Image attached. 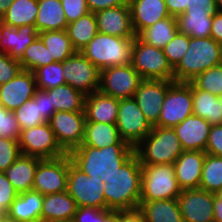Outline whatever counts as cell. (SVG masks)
Returning a JSON list of instances; mask_svg holds the SVG:
<instances>
[{
    "label": "cell",
    "mask_w": 222,
    "mask_h": 222,
    "mask_svg": "<svg viewBox=\"0 0 222 222\" xmlns=\"http://www.w3.org/2000/svg\"><path fill=\"white\" fill-rule=\"evenodd\" d=\"M68 154L78 169L89 177L100 176L105 183L134 154V147L129 144H114L103 148L80 145Z\"/></svg>",
    "instance_id": "6da1fadb"
},
{
    "label": "cell",
    "mask_w": 222,
    "mask_h": 222,
    "mask_svg": "<svg viewBox=\"0 0 222 222\" xmlns=\"http://www.w3.org/2000/svg\"><path fill=\"white\" fill-rule=\"evenodd\" d=\"M142 168L134 153L121 165L110 180L105 182L106 209L130 210L139 208L141 197Z\"/></svg>",
    "instance_id": "7a4b0ae2"
},
{
    "label": "cell",
    "mask_w": 222,
    "mask_h": 222,
    "mask_svg": "<svg viewBox=\"0 0 222 222\" xmlns=\"http://www.w3.org/2000/svg\"><path fill=\"white\" fill-rule=\"evenodd\" d=\"M222 64V45L213 38L189 37V47L174 68L175 82H191L207 69Z\"/></svg>",
    "instance_id": "3957f363"
},
{
    "label": "cell",
    "mask_w": 222,
    "mask_h": 222,
    "mask_svg": "<svg viewBox=\"0 0 222 222\" xmlns=\"http://www.w3.org/2000/svg\"><path fill=\"white\" fill-rule=\"evenodd\" d=\"M183 151L173 128L157 126L134 148L141 165L174 164Z\"/></svg>",
    "instance_id": "277c9868"
},
{
    "label": "cell",
    "mask_w": 222,
    "mask_h": 222,
    "mask_svg": "<svg viewBox=\"0 0 222 222\" xmlns=\"http://www.w3.org/2000/svg\"><path fill=\"white\" fill-rule=\"evenodd\" d=\"M133 44L134 38H121L98 32L80 52L103 70L130 64Z\"/></svg>",
    "instance_id": "5b68a950"
},
{
    "label": "cell",
    "mask_w": 222,
    "mask_h": 222,
    "mask_svg": "<svg viewBox=\"0 0 222 222\" xmlns=\"http://www.w3.org/2000/svg\"><path fill=\"white\" fill-rule=\"evenodd\" d=\"M141 168L140 201L176 199L181 194L173 164L141 165Z\"/></svg>",
    "instance_id": "8992f818"
},
{
    "label": "cell",
    "mask_w": 222,
    "mask_h": 222,
    "mask_svg": "<svg viewBox=\"0 0 222 222\" xmlns=\"http://www.w3.org/2000/svg\"><path fill=\"white\" fill-rule=\"evenodd\" d=\"M131 65L143 80L174 81V69L163 49L148 45L137 36L132 47Z\"/></svg>",
    "instance_id": "52a82bcc"
},
{
    "label": "cell",
    "mask_w": 222,
    "mask_h": 222,
    "mask_svg": "<svg viewBox=\"0 0 222 222\" xmlns=\"http://www.w3.org/2000/svg\"><path fill=\"white\" fill-rule=\"evenodd\" d=\"M193 114L192 82L173 81L161 107L157 127L174 128Z\"/></svg>",
    "instance_id": "ba28073f"
},
{
    "label": "cell",
    "mask_w": 222,
    "mask_h": 222,
    "mask_svg": "<svg viewBox=\"0 0 222 222\" xmlns=\"http://www.w3.org/2000/svg\"><path fill=\"white\" fill-rule=\"evenodd\" d=\"M104 186L100 176L89 177L72 163L69 156L67 192L75 200L77 207L106 209Z\"/></svg>",
    "instance_id": "9c48e42d"
},
{
    "label": "cell",
    "mask_w": 222,
    "mask_h": 222,
    "mask_svg": "<svg viewBox=\"0 0 222 222\" xmlns=\"http://www.w3.org/2000/svg\"><path fill=\"white\" fill-rule=\"evenodd\" d=\"M18 141L23 155L40 159H55L67 154L57 143L49 122L21 130Z\"/></svg>",
    "instance_id": "30bf717a"
},
{
    "label": "cell",
    "mask_w": 222,
    "mask_h": 222,
    "mask_svg": "<svg viewBox=\"0 0 222 222\" xmlns=\"http://www.w3.org/2000/svg\"><path fill=\"white\" fill-rule=\"evenodd\" d=\"M116 126L122 140L134 148L153 128L133 97L119 100Z\"/></svg>",
    "instance_id": "8fae6325"
},
{
    "label": "cell",
    "mask_w": 222,
    "mask_h": 222,
    "mask_svg": "<svg viewBox=\"0 0 222 222\" xmlns=\"http://www.w3.org/2000/svg\"><path fill=\"white\" fill-rule=\"evenodd\" d=\"M63 76L66 84L85 96L99 91L101 70L80 51L63 61Z\"/></svg>",
    "instance_id": "7c38bea8"
},
{
    "label": "cell",
    "mask_w": 222,
    "mask_h": 222,
    "mask_svg": "<svg viewBox=\"0 0 222 222\" xmlns=\"http://www.w3.org/2000/svg\"><path fill=\"white\" fill-rule=\"evenodd\" d=\"M141 75L130 64L101 70L99 91L116 99L131 98L136 93Z\"/></svg>",
    "instance_id": "4fadbf2b"
},
{
    "label": "cell",
    "mask_w": 222,
    "mask_h": 222,
    "mask_svg": "<svg viewBox=\"0 0 222 222\" xmlns=\"http://www.w3.org/2000/svg\"><path fill=\"white\" fill-rule=\"evenodd\" d=\"M68 174V153L55 159H42L36 168L32 189L43 196L67 191Z\"/></svg>",
    "instance_id": "5bb4252c"
},
{
    "label": "cell",
    "mask_w": 222,
    "mask_h": 222,
    "mask_svg": "<svg viewBox=\"0 0 222 222\" xmlns=\"http://www.w3.org/2000/svg\"><path fill=\"white\" fill-rule=\"evenodd\" d=\"M57 143L69 153L83 143L85 136V112H55L48 121Z\"/></svg>",
    "instance_id": "9a60e30c"
},
{
    "label": "cell",
    "mask_w": 222,
    "mask_h": 222,
    "mask_svg": "<svg viewBox=\"0 0 222 222\" xmlns=\"http://www.w3.org/2000/svg\"><path fill=\"white\" fill-rule=\"evenodd\" d=\"M177 200L184 222H214V193L200 188L184 189Z\"/></svg>",
    "instance_id": "2e32d148"
},
{
    "label": "cell",
    "mask_w": 222,
    "mask_h": 222,
    "mask_svg": "<svg viewBox=\"0 0 222 222\" xmlns=\"http://www.w3.org/2000/svg\"><path fill=\"white\" fill-rule=\"evenodd\" d=\"M172 82L165 80H143L133 96L140 110L152 126L158 123L165 95Z\"/></svg>",
    "instance_id": "e0dca14e"
},
{
    "label": "cell",
    "mask_w": 222,
    "mask_h": 222,
    "mask_svg": "<svg viewBox=\"0 0 222 222\" xmlns=\"http://www.w3.org/2000/svg\"><path fill=\"white\" fill-rule=\"evenodd\" d=\"M37 90L34 72L21 70L12 80L0 85V104L8 111H15Z\"/></svg>",
    "instance_id": "ac0fdd59"
},
{
    "label": "cell",
    "mask_w": 222,
    "mask_h": 222,
    "mask_svg": "<svg viewBox=\"0 0 222 222\" xmlns=\"http://www.w3.org/2000/svg\"><path fill=\"white\" fill-rule=\"evenodd\" d=\"M98 32L121 38H135L130 5H121L95 13Z\"/></svg>",
    "instance_id": "d6986e66"
},
{
    "label": "cell",
    "mask_w": 222,
    "mask_h": 222,
    "mask_svg": "<svg viewBox=\"0 0 222 222\" xmlns=\"http://www.w3.org/2000/svg\"><path fill=\"white\" fill-rule=\"evenodd\" d=\"M205 158L204 151L184 150L175 160L173 164L175 176L182 190L199 188Z\"/></svg>",
    "instance_id": "ffe728a7"
},
{
    "label": "cell",
    "mask_w": 222,
    "mask_h": 222,
    "mask_svg": "<svg viewBox=\"0 0 222 222\" xmlns=\"http://www.w3.org/2000/svg\"><path fill=\"white\" fill-rule=\"evenodd\" d=\"M210 128L211 124L209 122L192 114L173 129L180 140L183 150L205 152Z\"/></svg>",
    "instance_id": "44dd1931"
},
{
    "label": "cell",
    "mask_w": 222,
    "mask_h": 222,
    "mask_svg": "<svg viewBox=\"0 0 222 222\" xmlns=\"http://www.w3.org/2000/svg\"><path fill=\"white\" fill-rule=\"evenodd\" d=\"M35 26L24 25L18 28L4 25L0 32V52L19 60L25 49L38 37Z\"/></svg>",
    "instance_id": "7402d4cb"
},
{
    "label": "cell",
    "mask_w": 222,
    "mask_h": 222,
    "mask_svg": "<svg viewBox=\"0 0 222 222\" xmlns=\"http://www.w3.org/2000/svg\"><path fill=\"white\" fill-rule=\"evenodd\" d=\"M129 5L136 35L170 16L164 0H130Z\"/></svg>",
    "instance_id": "603a6c76"
},
{
    "label": "cell",
    "mask_w": 222,
    "mask_h": 222,
    "mask_svg": "<svg viewBox=\"0 0 222 222\" xmlns=\"http://www.w3.org/2000/svg\"><path fill=\"white\" fill-rule=\"evenodd\" d=\"M119 99L102 94L100 91L86 96L84 112L86 122L116 124Z\"/></svg>",
    "instance_id": "cb8c5ba5"
},
{
    "label": "cell",
    "mask_w": 222,
    "mask_h": 222,
    "mask_svg": "<svg viewBox=\"0 0 222 222\" xmlns=\"http://www.w3.org/2000/svg\"><path fill=\"white\" fill-rule=\"evenodd\" d=\"M43 198L33 189L20 193L10 205L6 218L14 222H41Z\"/></svg>",
    "instance_id": "d4e9b609"
},
{
    "label": "cell",
    "mask_w": 222,
    "mask_h": 222,
    "mask_svg": "<svg viewBox=\"0 0 222 222\" xmlns=\"http://www.w3.org/2000/svg\"><path fill=\"white\" fill-rule=\"evenodd\" d=\"M77 208L75 200L67 191L44 195L41 222L71 220Z\"/></svg>",
    "instance_id": "484cf974"
},
{
    "label": "cell",
    "mask_w": 222,
    "mask_h": 222,
    "mask_svg": "<svg viewBox=\"0 0 222 222\" xmlns=\"http://www.w3.org/2000/svg\"><path fill=\"white\" fill-rule=\"evenodd\" d=\"M42 159L21 154L4 174L18 194L32 190L35 171Z\"/></svg>",
    "instance_id": "4316f807"
},
{
    "label": "cell",
    "mask_w": 222,
    "mask_h": 222,
    "mask_svg": "<svg viewBox=\"0 0 222 222\" xmlns=\"http://www.w3.org/2000/svg\"><path fill=\"white\" fill-rule=\"evenodd\" d=\"M38 14L35 28L38 33L51 30H66L68 22L61 0H37Z\"/></svg>",
    "instance_id": "83f0119b"
},
{
    "label": "cell",
    "mask_w": 222,
    "mask_h": 222,
    "mask_svg": "<svg viewBox=\"0 0 222 222\" xmlns=\"http://www.w3.org/2000/svg\"><path fill=\"white\" fill-rule=\"evenodd\" d=\"M193 114L211 125L222 124V97L198 89L192 83Z\"/></svg>",
    "instance_id": "f1b7e54d"
},
{
    "label": "cell",
    "mask_w": 222,
    "mask_h": 222,
    "mask_svg": "<svg viewBox=\"0 0 222 222\" xmlns=\"http://www.w3.org/2000/svg\"><path fill=\"white\" fill-rule=\"evenodd\" d=\"M212 18L205 10H186L176 17L178 31L189 37H211Z\"/></svg>",
    "instance_id": "f546056e"
},
{
    "label": "cell",
    "mask_w": 222,
    "mask_h": 222,
    "mask_svg": "<svg viewBox=\"0 0 222 222\" xmlns=\"http://www.w3.org/2000/svg\"><path fill=\"white\" fill-rule=\"evenodd\" d=\"M146 222H184L176 199L140 201Z\"/></svg>",
    "instance_id": "4dcf8cb0"
},
{
    "label": "cell",
    "mask_w": 222,
    "mask_h": 222,
    "mask_svg": "<svg viewBox=\"0 0 222 222\" xmlns=\"http://www.w3.org/2000/svg\"><path fill=\"white\" fill-rule=\"evenodd\" d=\"M114 144H128L120 137L116 124L86 122L81 145L103 148Z\"/></svg>",
    "instance_id": "1f68e13d"
},
{
    "label": "cell",
    "mask_w": 222,
    "mask_h": 222,
    "mask_svg": "<svg viewBox=\"0 0 222 222\" xmlns=\"http://www.w3.org/2000/svg\"><path fill=\"white\" fill-rule=\"evenodd\" d=\"M178 32L176 17L169 16L142 30L137 37L148 45L163 49Z\"/></svg>",
    "instance_id": "d6a6232c"
},
{
    "label": "cell",
    "mask_w": 222,
    "mask_h": 222,
    "mask_svg": "<svg viewBox=\"0 0 222 222\" xmlns=\"http://www.w3.org/2000/svg\"><path fill=\"white\" fill-rule=\"evenodd\" d=\"M68 37L76 51H81L98 33L95 13L88 12L66 28Z\"/></svg>",
    "instance_id": "836d02e7"
},
{
    "label": "cell",
    "mask_w": 222,
    "mask_h": 222,
    "mask_svg": "<svg viewBox=\"0 0 222 222\" xmlns=\"http://www.w3.org/2000/svg\"><path fill=\"white\" fill-rule=\"evenodd\" d=\"M50 93L52 106L56 112H84L86 96L68 84L47 90Z\"/></svg>",
    "instance_id": "e575fe53"
},
{
    "label": "cell",
    "mask_w": 222,
    "mask_h": 222,
    "mask_svg": "<svg viewBox=\"0 0 222 222\" xmlns=\"http://www.w3.org/2000/svg\"><path fill=\"white\" fill-rule=\"evenodd\" d=\"M38 37L47 47L50 59L55 62H63L76 52L66 30L43 31Z\"/></svg>",
    "instance_id": "d590c367"
},
{
    "label": "cell",
    "mask_w": 222,
    "mask_h": 222,
    "mask_svg": "<svg viewBox=\"0 0 222 222\" xmlns=\"http://www.w3.org/2000/svg\"><path fill=\"white\" fill-rule=\"evenodd\" d=\"M37 14V0H13L3 15L4 23L15 28L24 25L35 26Z\"/></svg>",
    "instance_id": "8d00e7d4"
},
{
    "label": "cell",
    "mask_w": 222,
    "mask_h": 222,
    "mask_svg": "<svg viewBox=\"0 0 222 222\" xmlns=\"http://www.w3.org/2000/svg\"><path fill=\"white\" fill-rule=\"evenodd\" d=\"M199 188L214 194L222 189V157L206 153Z\"/></svg>",
    "instance_id": "74e56055"
},
{
    "label": "cell",
    "mask_w": 222,
    "mask_h": 222,
    "mask_svg": "<svg viewBox=\"0 0 222 222\" xmlns=\"http://www.w3.org/2000/svg\"><path fill=\"white\" fill-rule=\"evenodd\" d=\"M18 61L23 70L31 72H34L41 66L55 62L54 59H50V53L39 37L25 49L22 57Z\"/></svg>",
    "instance_id": "f35d334b"
},
{
    "label": "cell",
    "mask_w": 222,
    "mask_h": 222,
    "mask_svg": "<svg viewBox=\"0 0 222 222\" xmlns=\"http://www.w3.org/2000/svg\"><path fill=\"white\" fill-rule=\"evenodd\" d=\"M14 114L21 130H26L45 123L46 121L40 115L39 89L36 90L33 98L27 100L16 109Z\"/></svg>",
    "instance_id": "ab89813d"
},
{
    "label": "cell",
    "mask_w": 222,
    "mask_h": 222,
    "mask_svg": "<svg viewBox=\"0 0 222 222\" xmlns=\"http://www.w3.org/2000/svg\"><path fill=\"white\" fill-rule=\"evenodd\" d=\"M34 75L39 90H48L66 84L63 76V62L41 66L34 71Z\"/></svg>",
    "instance_id": "60d3db41"
},
{
    "label": "cell",
    "mask_w": 222,
    "mask_h": 222,
    "mask_svg": "<svg viewBox=\"0 0 222 222\" xmlns=\"http://www.w3.org/2000/svg\"><path fill=\"white\" fill-rule=\"evenodd\" d=\"M170 16L177 17L186 10H205L212 16L220 9L214 0H164Z\"/></svg>",
    "instance_id": "b9f144b4"
},
{
    "label": "cell",
    "mask_w": 222,
    "mask_h": 222,
    "mask_svg": "<svg viewBox=\"0 0 222 222\" xmlns=\"http://www.w3.org/2000/svg\"><path fill=\"white\" fill-rule=\"evenodd\" d=\"M198 89L222 96V64L203 71L191 81Z\"/></svg>",
    "instance_id": "7bdbcfd3"
},
{
    "label": "cell",
    "mask_w": 222,
    "mask_h": 222,
    "mask_svg": "<svg viewBox=\"0 0 222 222\" xmlns=\"http://www.w3.org/2000/svg\"><path fill=\"white\" fill-rule=\"evenodd\" d=\"M189 47V36L178 32L175 37L165 45L163 52L168 63L174 69L182 60Z\"/></svg>",
    "instance_id": "ee69618b"
},
{
    "label": "cell",
    "mask_w": 222,
    "mask_h": 222,
    "mask_svg": "<svg viewBox=\"0 0 222 222\" xmlns=\"http://www.w3.org/2000/svg\"><path fill=\"white\" fill-rule=\"evenodd\" d=\"M21 127L14 111H8L0 104V137L19 140Z\"/></svg>",
    "instance_id": "f6af8a7d"
},
{
    "label": "cell",
    "mask_w": 222,
    "mask_h": 222,
    "mask_svg": "<svg viewBox=\"0 0 222 222\" xmlns=\"http://www.w3.org/2000/svg\"><path fill=\"white\" fill-rule=\"evenodd\" d=\"M21 155L19 141L0 137V172H4Z\"/></svg>",
    "instance_id": "bcb514c9"
},
{
    "label": "cell",
    "mask_w": 222,
    "mask_h": 222,
    "mask_svg": "<svg viewBox=\"0 0 222 222\" xmlns=\"http://www.w3.org/2000/svg\"><path fill=\"white\" fill-rule=\"evenodd\" d=\"M18 195L4 172H0V219L6 218L10 205Z\"/></svg>",
    "instance_id": "7dc6e473"
},
{
    "label": "cell",
    "mask_w": 222,
    "mask_h": 222,
    "mask_svg": "<svg viewBox=\"0 0 222 222\" xmlns=\"http://www.w3.org/2000/svg\"><path fill=\"white\" fill-rule=\"evenodd\" d=\"M22 70L17 59L0 52V85L12 80Z\"/></svg>",
    "instance_id": "c3c4849f"
},
{
    "label": "cell",
    "mask_w": 222,
    "mask_h": 222,
    "mask_svg": "<svg viewBox=\"0 0 222 222\" xmlns=\"http://www.w3.org/2000/svg\"><path fill=\"white\" fill-rule=\"evenodd\" d=\"M61 2L68 24L89 12L86 0H61Z\"/></svg>",
    "instance_id": "681fc988"
},
{
    "label": "cell",
    "mask_w": 222,
    "mask_h": 222,
    "mask_svg": "<svg viewBox=\"0 0 222 222\" xmlns=\"http://www.w3.org/2000/svg\"><path fill=\"white\" fill-rule=\"evenodd\" d=\"M205 152L222 157V124L211 125Z\"/></svg>",
    "instance_id": "f907efd6"
},
{
    "label": "cell",
    "mask_w": 222,
    "mask_h": 222,
    "mask_svg": "<svg viewBox=\"0 0 222 222\" xmlns=\"http://www.w3.org/2000/svg\"><path fill=\"white\" fill-rule=\"evenodd\" d=\"M74 222H102V209L96 207L81 206L73 218Z\"/></svg>",
    "instance_id": "816d5d0a"
},
{
    "label": "cell",
    "mask_w": 222,
    "mask_h": 222,
    "mask_svg": "<svg viewBox=\"0 0 222 222\" xmlns=\"http://www.w3.org/2000/svg\"><path fill=\"white\" fill-rule=\"evenodd\" d=\"M130 0H86L89 12L96 13L108 8L129 5Z\"/></svg>",
    "instance_id": "f5cc1de1"
},
{
    "label": "cell",
    "mask_w": 222,
    "mask_h": 222,
    "mask_svg": "<svg viewBox=\"0 0 222 222\" xmlns=\"http://www.w3.org/2000/svg\"><path fill=\"white\" fill-rule=\"evenodd\" d=\"M39 108L40 115L46 122L56 112L55 107L52 106L50 93L47 90H39Z\"/></svg>",
    "instance_id": "db71d44e"
},
{
    "label": "cell",
    "mask_w": 222,
    "mask_h": 222,
    "mask_svg": "<svg viewBox=\"0 0 222 222\" xmlns=\"http://www.w3.org/2000/svg\"><path fill=\"white\" fill-rule=\"evenodd\" d=\"M118 222H146L143 212L139 208L118 210Z\"/></svg>",
    "instance_id": "11a10c76"
},
{
    "label": "cell",
    "mask_w": 222,
    "mask_h": 222,
    "mask_svg": "<svg viewBox=\"0 0 222 222\" xmlns=\"http://www.w3.org/2000/svg\"><path fill=\"white\" fill-rule=\"evenodd\" d=\"M211 38L222 45V9L213 15Z\"/></svg>",
    "instance_id": "9f6ffc18"
},
{
    "label": "cell",
    "mask_w": 222,
    "mask_h": 222,
    "mask_svg": "<svg viewBox=\"0 0 222 222\" xmlns=\"http://www.w3.org/2000/svg\"><path fill=\"white\" fill-rule=\"evenodd\" d=\"M214 222H222V189L214 194Z\"/></svg>",
    "instance_id": "6f0895ef"
},
{
    "label": "cell",
    "mask_w": 222,
    "mask_h": 222,
    "mask_svg": "<svg viewBox=\"0 0 222 222\" xmlns=\"http://www.w3.org/2000/svg\"><path fill=\"white\" fill-rule=\"evenodd\" d=\"M102 222H118V210L102 209Z\"/></svg>",
    "instance_id": "680465c9"
},
{
    "label": "cell",
    "mask_w": 222,
    "mask_h": 222,
    "mask_svg": "<svg viewBox=\"0 0 222 222\" xmlns=\"http://www.w3.org/2000/svg\"><path fill=\"white\" fill-rule=\"evenodd\" d=\"M13 0H0V14L4 15Z\"/></svg>",
    "instance_id": "91938a15"
},
{
    "label": "cell",
    "mask_w": 222,
    "mask_h": 222,
    "mask_svg": "<svg viewBox=\"0 0 222 222\" xmlns=\"http://www.w3.org/2000/svg\"><path fill=\"white\" fill-rule=\"evenodd\" d=\"M5 25L4 23V16L0 14V32L2 30V27Z\"/></svg>",
    "instance_id": "94428289"
},
{
    "label": "cell",
    "mask_w": 222,
    "mask_h": 222,
    "mask_svg": "<svg viewBox=\"0 0 222 222\" xmlns=\"http://www.w3.org/2000/svg\"><path fill=\"white\" fill-rule=\"evenodd\" d=\"M219 9H222V0H214Z\"/></svg>",
    "instance_id": "6125c7cd"
},
{
    "label": "cell",
    "mask_w": 222,
    "mask_h": 222,
    "mask_svg": "<svg viewBox=\"0 0 222 222\" xmlns=\"http://www.w3.org/2000/svg\"><path fill=\"white\" fill-rule=\"evenodd\" d=\"M0 222H14V221H11V220L5 218V219H0Z\"/></svg>",
    "instance_id": "be15d7a7"
},
{
    "label": "cell",
    "mask_w": 222,
    "mask_h": 222,
    "mask_svg": "<svg viewBox=\"0 0 222 222\" xmlns=\"http://www.w3.org/2000/svg\"><path fill=\"white\" fill-rule=\"evenodd\" d=\"M50 222H74L73 219L67 221H50Z\"/></svg>",
    "instance_id": "e7e4bbea"
}]
</instances>
